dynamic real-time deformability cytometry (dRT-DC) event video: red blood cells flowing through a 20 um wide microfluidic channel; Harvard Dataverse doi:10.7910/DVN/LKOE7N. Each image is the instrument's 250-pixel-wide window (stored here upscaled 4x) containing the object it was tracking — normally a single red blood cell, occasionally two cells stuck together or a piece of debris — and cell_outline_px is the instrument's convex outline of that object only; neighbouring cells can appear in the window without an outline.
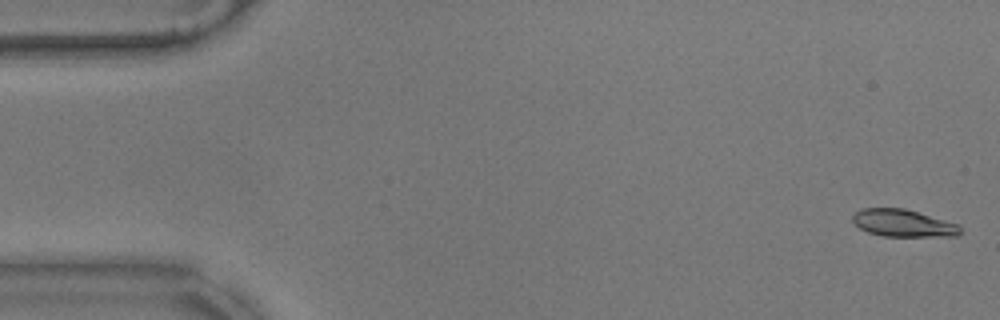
{"species": "common noctule bat (a hibernating species)", "species_latin": "Nyctalus noctula", "temperature_condition": "warm", "stored_images_in_passage": 57, "camera_frame_rate_fps": 3000, "um_per_image_px": 0.085, "animal": {"sex": "male", "body_mass_g": 17.9}, "frame": {"image": 1, "passage_image": 2, "time_ms": 0.333, "image_size_px": [1000, 320], "cell_outline_px": [[960, 232], [956, 236], [884, 236], [868, 232], [860, 228], [852, 220], [852, 216], [860, 208], [904, 208], [960, 224]], "centroid_in_image_um": [76.77, 18.96], "position_along_channel_um": 8.2, "area_um2": 17.05}}
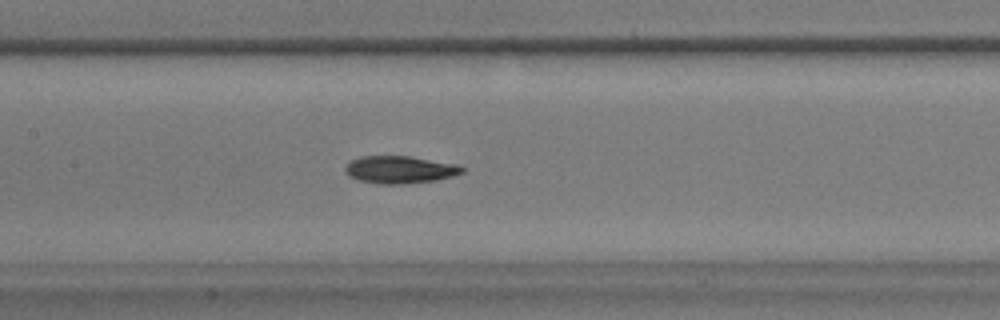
{"frame": {"image": 2, "passage_image": 27, "time_ms": 8.667, "image_size_px": [1000, 320], "cell_outline_px": [[464, 172], [452, 176], [436, 180], [404, 184], [380, 184], [356, 180], [348, 176], [344, 172], [344, 168], [352, 160], [360, 156], [408, 156], [456, 164], [464, 168]], "centroid_in_image_um": [33.94, 14.43], "position_along_channel_um": 173.5, "area_um2": 18.73}}
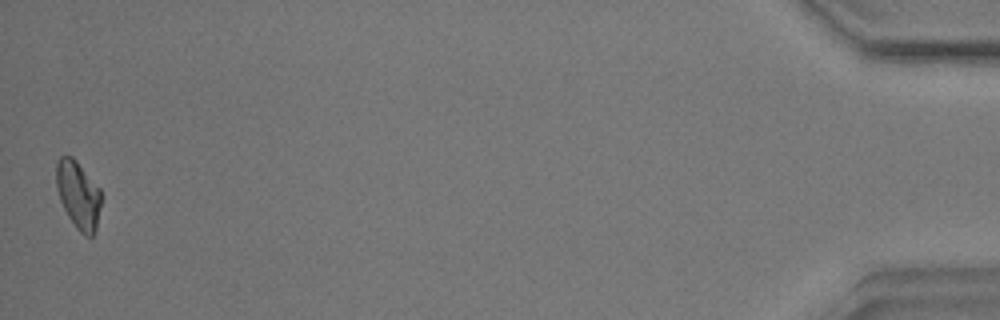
{"frame": {"image": 3, "passage_image": 57, "time_ms": 18.667, "image_size_px": [1000, 320], "cell_outline_px": [[100, 204], [96, 228], [92, 236], [84, 236], [76, 228], [68, 216], [60, 200], [56, 188], [56, 164], [60, 156], [72, 156], [76, 160], [100, 188]], "centroid_in_image_um": [6.63, 16.55], "position_along_channel_um": 428.6, "area_um2": 17.57}, "authors_computed_cell_mechanics": {"area_um2": 17.9758, "velocity_mm_per_s": 3.5192, "shape_relaxation_time_tau1_ms": 8.1707, "shape_relaxation_time_tau2_ms": 4.2367, "deformation_change_tau1": 0.2038, "deformation_change_tau2": 0.0923}}